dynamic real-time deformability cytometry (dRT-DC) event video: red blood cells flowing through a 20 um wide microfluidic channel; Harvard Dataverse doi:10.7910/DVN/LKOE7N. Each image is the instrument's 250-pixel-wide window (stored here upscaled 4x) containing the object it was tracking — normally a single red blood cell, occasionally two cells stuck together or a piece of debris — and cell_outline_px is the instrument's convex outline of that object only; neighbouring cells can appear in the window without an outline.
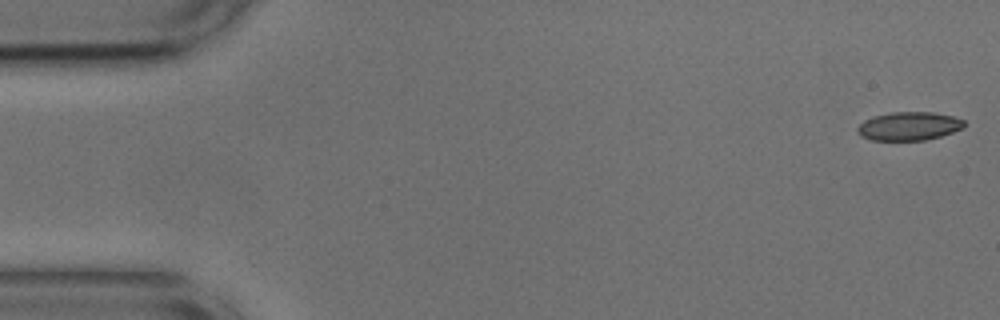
{"species": "common noctule bat (a hibernating species)", "species_latin": "Nyctalus noctula", "temperature_condition": "cold", "stored_images_in_passage": 53, "camera_frame_rate_fps": 3000, "um_per_image_px": 0.085, "animal": {"sex": "male", "body_mass_g": 17.9, "forearm_length_mm": 54.2}, "frame": {"image": 1, "passage_image": 1, "time_ms": 0.0, "image_size_px": [1000, 320], "cell_outline_px": [[964, 128], [940, 136], [924, 140], [872, 140], [860, 136], [856, 132], [856, 128], [864, 120], [872, 116], [892, 112], [936, 112], [952, 116], [964, 120]], "centroid_in_image_um": [77.23, 10.71], "position_along_channel_um": 7.8, "area_um2": 17.8}}
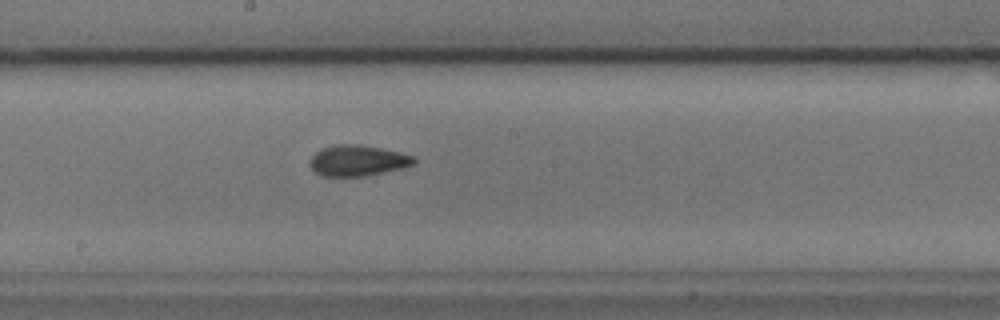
{"frame": {"image": 2, "passage_image": 28, "time_ms": 9.0, "image_size_px": [1000, 320], "cell_outline_px": [[416, 164], [400, 168], [364, 176], [324, 176], [316, 172], [312, 168], [312, 156], [316, 152], [324, 148], [336, 144], [356, 144], [380, 148], [400, 152], [416, 156]], "centroid_in_image_um": [30.46, 13.64], "position_along_channel_um": 217.7, "area_um2": 18.38}}
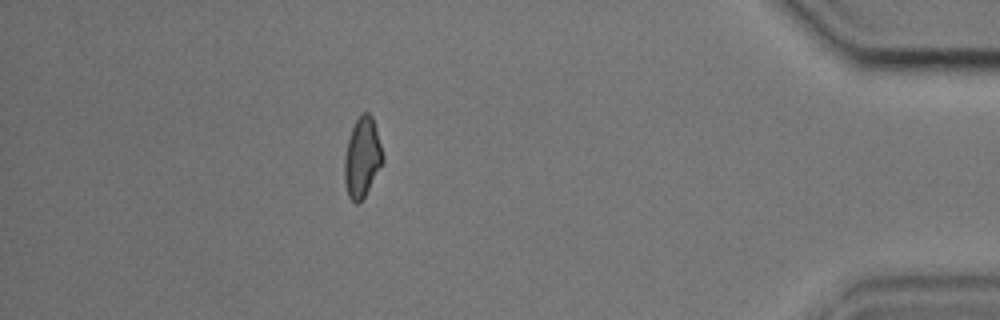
{"frame": {"image": 3, "passage_image": 47, "time_ms": 15.333, "image_size_px": [1000, 320], "cell_outline_px": [[384, 160], [364, 196], [356, 204], [348, 196], [344, 184], [344, 156], [348, 140], [352, 128], [356, 120], [364, 112], [368, 112], [372, 116], [384, 156]], "centroid_in_image_um": [30.77, 13.38], "position_along_channel_um": 404.4, "area_um2": 17.57}, "authors_computed_cell_mechanics": {"area_um2": 18.3804, "velocity_mm_per_s": 3.7192, "shape_relaxation_time_tau1_ms": 3.6714, "shape_relaxation_time_tau2_ms": 1.9875, "deformation_change_tau1": 0.0876, "deformation_change_tau2": 0.0675}}